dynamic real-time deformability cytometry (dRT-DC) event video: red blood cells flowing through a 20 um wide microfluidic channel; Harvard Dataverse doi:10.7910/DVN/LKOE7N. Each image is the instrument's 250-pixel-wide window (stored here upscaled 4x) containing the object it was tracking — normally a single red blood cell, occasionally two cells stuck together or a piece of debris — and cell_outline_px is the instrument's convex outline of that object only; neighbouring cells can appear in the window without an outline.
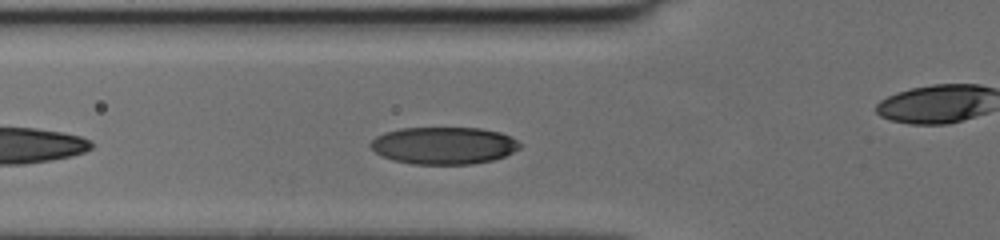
{"species": "human", "species_latin": "Homo sapiens", "temperature_condition": "cold", "stored_images_in_passage": 28, "camera_frame_rate_fps": 3000, "um_per_image_px": 0.085, "donor": {"sex": "female"}, "frame": {"image": 1, "passage_image": 5, "time_ms": 1.333, "image_size_px": [1000, 240], "cell_outline_px": [[524, 144], [520, 148], [504, 156], [492, 160], [472, 164], [412, 164], [392, 160], [380, 156], [368, 144], [376, 136], [384, 132], [400, 128], [480, 128], [500, 132]], "centroid_in_image_um": [37.7, 12.37], "position_along_channel_um": 88.1, "area_um2": 32.54}}
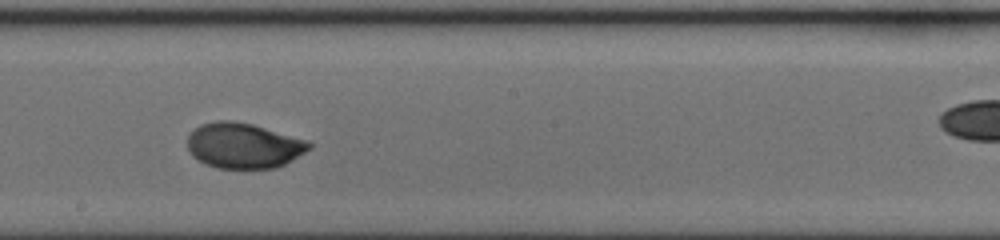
{"frame": {"image": 2, "passage_image": 15, "time_ms": 4.667, "image_size_px": [1000, 240], "cell_outline_px": [[312, 148], [292, 160], [276, 168], [216, 168], [192, 156], [188, 148], [188, 136], [200, 124], [216, 120], [228, 120], [252, 124], [304, 140], [312, 144]], "centroid_in_image_um": [20.69, 12.38], "position_along_channel_um": 227.5, "area_um2": 31.79}}
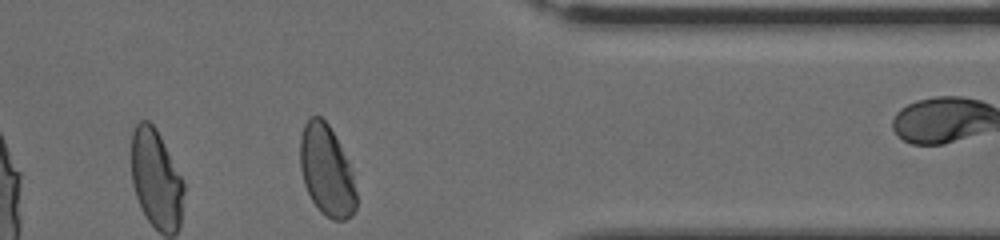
{"frame": {"image": 3, "passage_image": 27, "time_ms": 8.667, "image_size_px": [1000, 240], "cell_outline_px": [[356, 208], [352, 216], [344, 220], [332, 220], [320, 212], [312, 200], [304, 184], [300, 168], [300, 136], [304, 124], [312, 116], [320, 116], [328, 124], [352, 172], [356, 192]], "centroid_in_image_um": [27.74, 14.54], "position_along_channel_um": 383.7, "area_um2": 29.36}}